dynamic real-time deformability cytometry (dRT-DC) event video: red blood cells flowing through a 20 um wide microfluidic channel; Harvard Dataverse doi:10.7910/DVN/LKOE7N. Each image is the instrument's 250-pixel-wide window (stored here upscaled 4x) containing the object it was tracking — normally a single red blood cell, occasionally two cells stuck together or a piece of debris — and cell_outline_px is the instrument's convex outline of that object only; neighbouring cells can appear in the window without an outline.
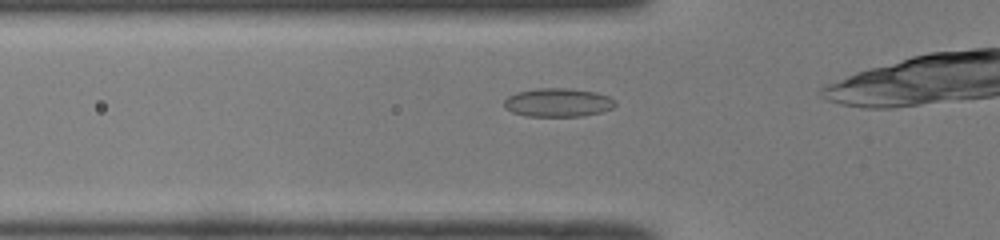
{"species": "common noctule bat (a hibernating species)", "species_latin": "Nyctalus noctula", "temperature_condition": "room temperature", "stored_images_in_passage": 32, "camera_frame_rate_fps": 3000, "um_per_image_px": 0.085, "animal": {"sex": "male", "body_mass_g": 19.0, "forearm_length_mm": 50.8}, "frame": {"image": 1, "passage_image": 9, "time_ms": 2.667, "image_size_px": [1000, 240], "cell_outline_px": [[616, 104], [612, 108], [600, 112], [584, 116], [524, 116], [512, 112], [504, 108], [504, 100], [508, 96], [516, 92], [536, 88], [568, 88], [596, 92], [608, 96], [616, 100]], "centroid_in_image_um": [47.41, 8.71], "position_along_channel_um": 78.4, "area_um2": 18.67}}
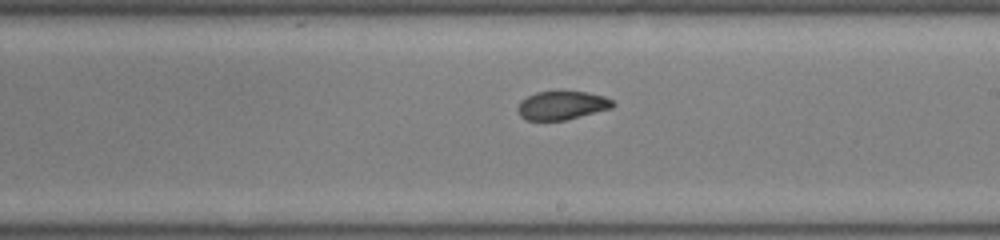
{"frame": {"image": 2, "passage_image": 21, "time_ms": 6.667, "image_size_px": [1000, 240], "cell_outline_px": [[616, 104], [612, 108], [564, 120], [524, 120], [520, 116], [516, 108], [520, 100], [536, 92], [588, 92], [604, 96], [612, 100]], "centroid_in_image_um": [47.74, 8.96], "position_along_channel_um": 241.3, "area_um2": 15.78}}
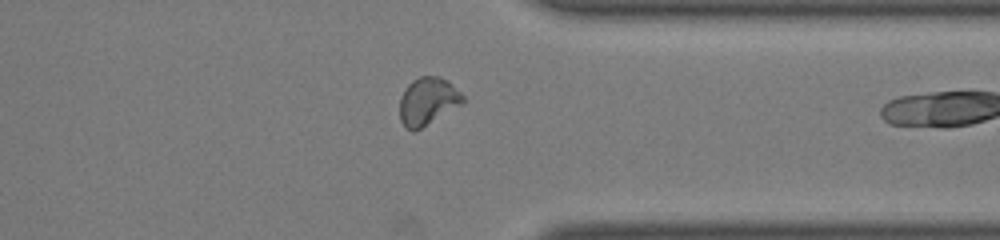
{"frame": {"image": 3, "passage_image": 31, "time_ms": 10.0, "image_size_px": [1000, 240], "cell_outline_px": [[464, 104], [420, 128], [412, 132], [404, 128], [400, 120], [400, 96], [404, 88], [412, 80], [420, 76], [440, 76], [452, 84], [464, 96]], "centroid_in_image_um": [36.35, 8.61], "position_along_channel_um": 375.1, "area_um2": 17.74}}